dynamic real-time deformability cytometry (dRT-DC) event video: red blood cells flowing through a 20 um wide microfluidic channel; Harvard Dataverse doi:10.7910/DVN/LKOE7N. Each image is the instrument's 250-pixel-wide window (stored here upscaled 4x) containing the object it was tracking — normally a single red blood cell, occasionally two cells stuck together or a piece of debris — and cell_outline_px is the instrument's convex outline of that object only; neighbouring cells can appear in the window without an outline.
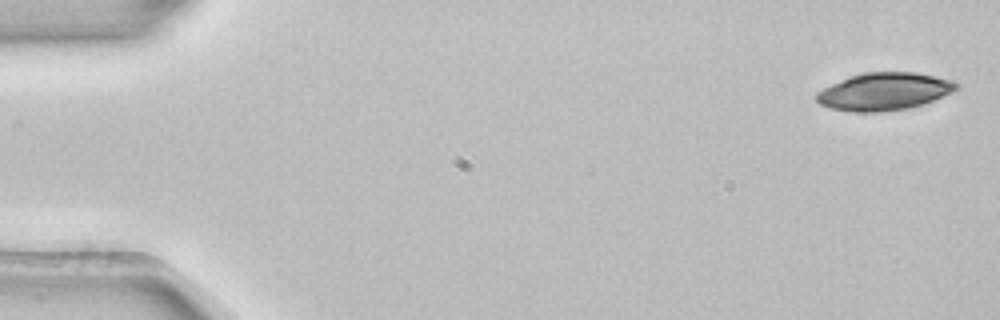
{"species": "common noctule bat (a hibernating species)", "species_latin": "Nyctalus noctula", "temperature_condition": "room temperature", "stored_images_in_passage": 4, "camera_frame_rate_fps": 3000, "um_per_image_px": 0.085, "animal": {"sex": "female", "body_mass_g": 22.7, "forearm_length_mm": 54.2}, "frame": {"image": 1, "passage_image": 1, "time_ms": 0.0, "image_size_px": [1000, 320], "cell_outline_px": [[960, 88], [952, 92], [924, 104], [908, 108], [884, 112], [856, 112], [832, 108], [820, 104], [816, 100], [816, 92], [848, 76], [864, 72], [916, 72], [936, 76], [952, 80], [960, 84]], "centroid_in_image_um": [75.19, 7.77], "position_along_channel_um": 9.8, "area_um2": 30.75}}
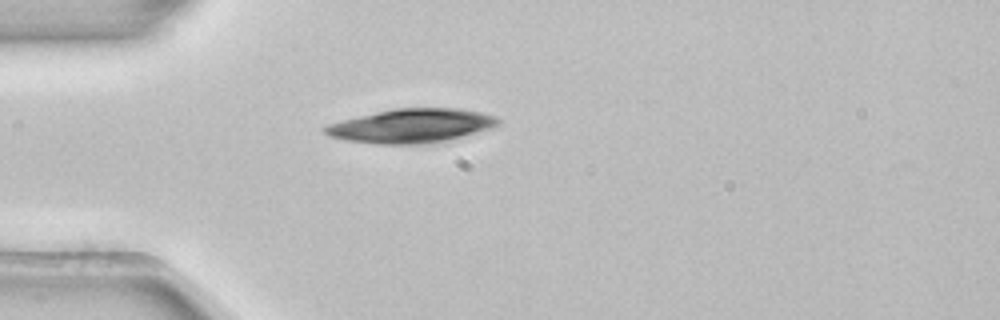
{"frame": {"image": 2, "passage_image": 4, "time_ms": 1.0, "image_size_px": [1000, 320], "cell_outline_px": [[500, 120], [492, 128], [448, 140], [428, 144], [376, 144], [348, 140], [328, 136], [320, 128], [328, 124], [376, 112], [396, 108], [460, 108], [480, 112], [496, 116]], "centroid_in_image_um": [34.97, 10.7], "position_along_channel_um": 50.0, "area_um2": 34.16}}